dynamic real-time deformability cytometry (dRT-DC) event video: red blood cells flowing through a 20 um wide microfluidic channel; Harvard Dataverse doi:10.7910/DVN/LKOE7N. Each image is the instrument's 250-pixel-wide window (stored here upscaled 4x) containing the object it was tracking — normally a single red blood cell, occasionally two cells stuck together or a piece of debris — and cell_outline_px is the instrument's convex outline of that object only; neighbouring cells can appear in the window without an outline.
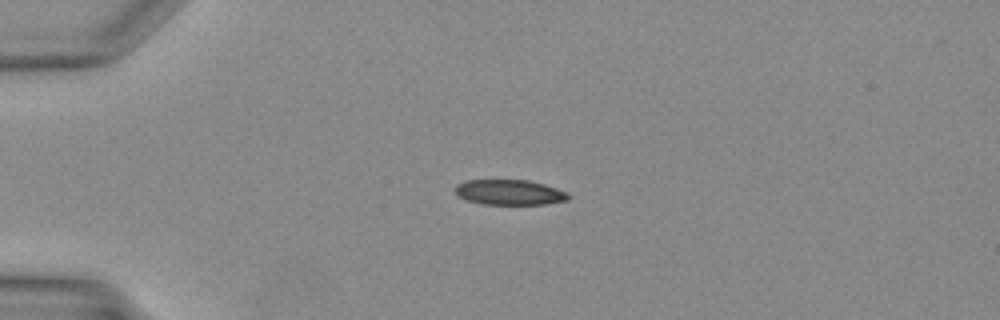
{"species": "Egyptian fruit bat (a non-hibernating species)", "species_latin": "Rousettus aegyptiacus", "temperature_condition": "warm", "stored_images_in_passage": 30, "camera_frame_rate_fps": 3000, "um_per_image_px": 0.085, "animal": {"sex": "female"}, "frame": {"image": 1, "passage_image": 1, "time_ms": 0.0, "image_size_px": [1000, 320], "cell_outline_px": [[568, 200], [544, 204], [484, 204], [464, 200], [456, 192], [456, 184], [468, 180], [528, 180], [544, 184], [568, 192]], "centroid_in_image_um": [43.31, 16.34], "position_along_channel_um": 41.7, "area_um2": 16.53}}
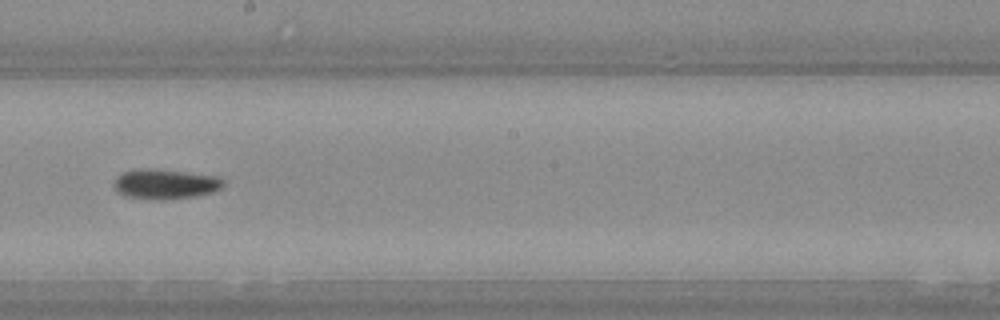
{"frame": {"image": 2, "passage_image": 14, "time_ms": 4.333, "image_size_px": [1000, 320], "cell_outline_px": [[224, 184], [220, 188], [212, 192], [196, 196], [164, 200], [156, 200], [124, 196], [116, 192], [112, 184], [116, 176], [124, 172], [140, 168], [156, 168], [220, 176], [224, 180]], "centroid_in_image_um": [14.02, 15.63], "position_along_channel_um": 234.2, "area_um2": 19.54}}
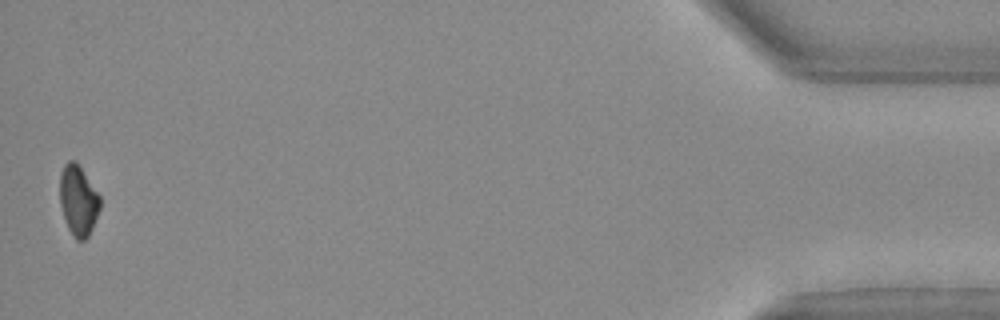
{"frame": {"image": 3, "passage_image": 30, "time_ms": 9.667, "image_size_px": [1000, 320], "cell_outline_px": [[100, 208], [92, 228], [88, 236], [84, 240], [76, 240], [68, 228], [60, 204], [60, 176], [64, 164], [68, 160], [76, 160], [100, 196]], "centroid_in_image_um": [6.65, 17.02], "position_along_channel_um": 428.5, "area_um2": 16.36}}